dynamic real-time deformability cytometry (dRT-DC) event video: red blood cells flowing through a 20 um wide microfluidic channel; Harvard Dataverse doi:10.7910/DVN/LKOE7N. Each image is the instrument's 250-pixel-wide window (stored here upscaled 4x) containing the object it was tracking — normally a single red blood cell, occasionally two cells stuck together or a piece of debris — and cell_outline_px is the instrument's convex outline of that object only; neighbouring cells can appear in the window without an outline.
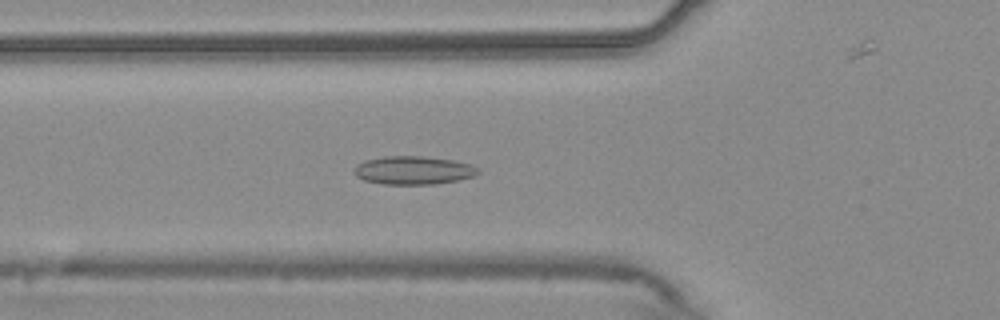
{"species": "common noctule bat (a hibernating species)", "species_latin": "Nyctalus noctula", "temperature_condition": "warm", "stored_images_in_passage": 55, "camera_frame_rate_fps": 3000, "um_per_image_px": 0.085, "animal": {"sex": "male", "body_mass_g": 20.4}, "frame": {"image": 1, "passage_image": 20, "time_ms": 6.333, "image_size_px": [1000, 320], "cell_outline_px": [[480, 172], [476, 176], [436, 184], [384, 184], [364, 180], [356, 176], [352, 172], [356, 164], [364, 160], [384, 156], [424, 156], [452, 160], [472, 164], [480, 168]], "centroid_in_image_um": [35.14, 14.47], "position_along_channel_um": 90.7, "area_um2": 20.69}}
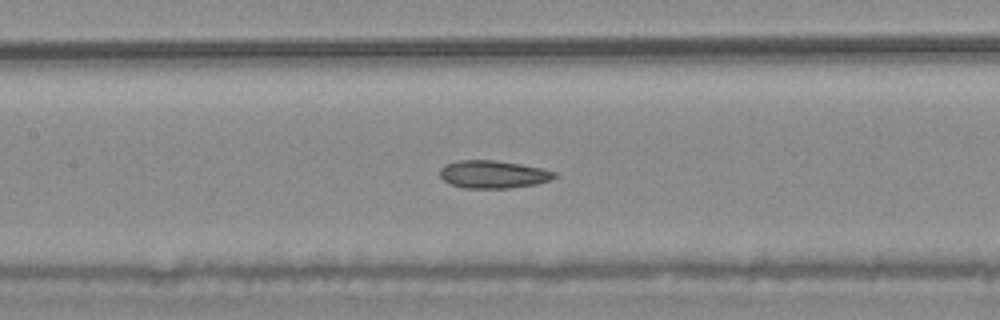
{"frame": {"image": 2, "passage_image": 26, "time_ms": 8.333, "image_size_px": [1000, 320], "cell_outline_px": [[556, 176], [552, 180], [536, 184], [508, 188], [464, 188], [448, 184], [440, 176], [440, 168], [444, 164], [456, 160], [496, 160], [544, 168], [556, 172]], "centroid_in_image_um": [41.91, 14.81], "position_along_channel_um": 165.5, "area_um2": 18.79}}
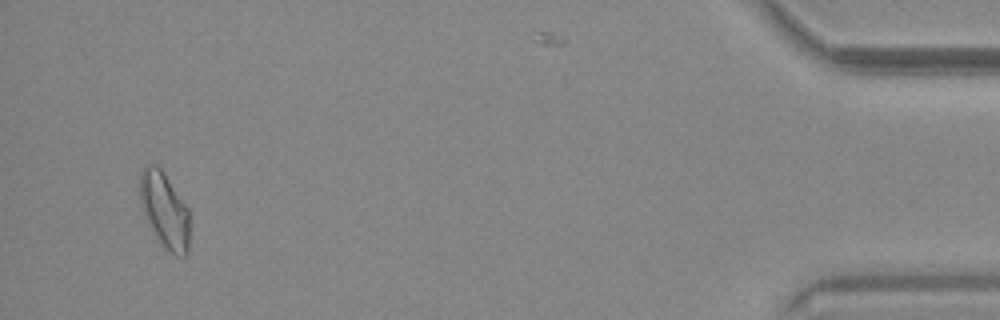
{"frame": {"image": 3, "passage_image": 53, "time_ms": 17.333, "image_size_px": [1000, 320], "cell_outline_px": [[188, 256], [176, 256], [164, 248], [156, 240], [144, 216], [140, 204], [140, 172], [144, 164], [156, 164], [164, 172], [188, 208]], "centroid_in_image_um": [13.95, 17.87], "position_along_channel_um": 421.2, "area_um2": 22.25}, "authors_computed_cell_mechanics": {"area_um2": 19.652, "velocity_mm_per_s": 3.709, "shape_relaxation_time_tau1_ms": null, "shape_relaxation_time_tau2_ms": 3.9861, "deformation_change_tau1": null, "deformation_change_tau2": 0.1021}}